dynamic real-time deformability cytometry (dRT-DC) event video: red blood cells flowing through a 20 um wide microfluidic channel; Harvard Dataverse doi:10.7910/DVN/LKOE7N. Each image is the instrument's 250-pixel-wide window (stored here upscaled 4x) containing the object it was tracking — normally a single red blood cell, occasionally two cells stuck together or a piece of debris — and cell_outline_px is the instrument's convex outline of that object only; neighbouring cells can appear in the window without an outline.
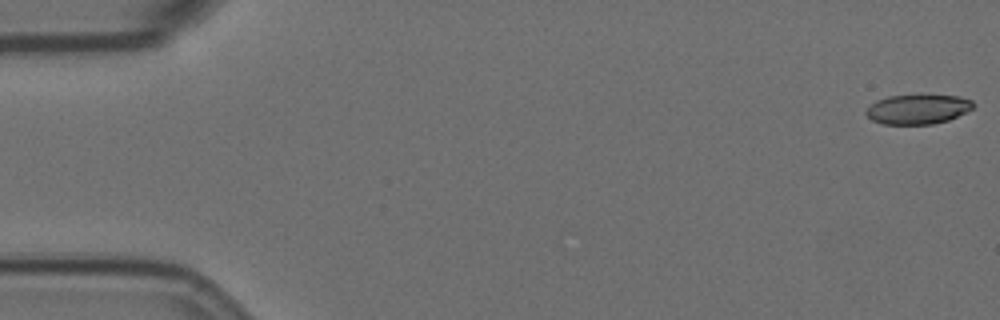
{"species": "Egyptian fruit bat (a non-hibernating species)", "species_latin": "Rousettus aegyptiacus", "temperature_condition": "room temperature", "stored_images_in_passage": 18, "camera_frame_rate_fps": 3000, "um_per_image_px": 0.085, "animal": {"sex": "female"}, "frame": {"image": 1, "passage_image": 1, "time_ms": 0.0, "image_size_px": [1000, 320], "cell_outline_px": [[976, 104], [972, 108], [948, 120], [932, 124], [884, 124], [872, 120], [864, 112], [876, 100], [888, 96], [920, 92], [960, 96], [972, 100]], "centroid_in_image_um": [78.03, 9.22], "position_along_channel_um": 7.0, "area_um2": 19.19}}
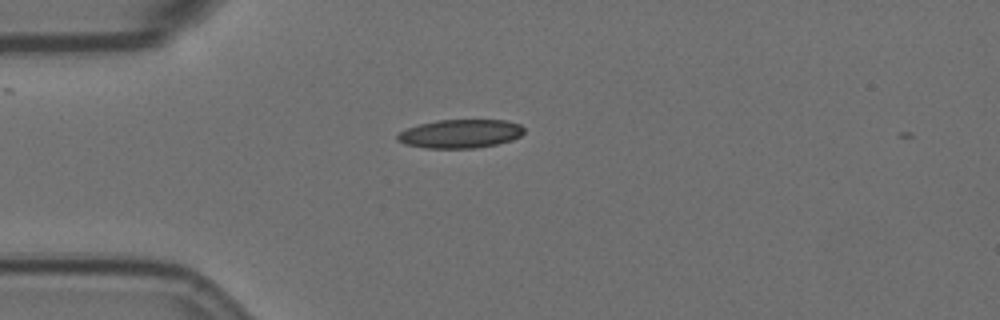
{"frame": {"image": 2, "passage_image": 15, "time_ms": 4.667, "image_size_px": [1000, 320], "cell_outline_px": [[524, 132], [520, 136], [512, 140], [496, 144], [476, 148], [424, 148], [404, 144], [396, 140], [396, 136], [400, 132], [408, 128], [420, 124], [436, 120], [504, 120], [520, 124], [524, 128]], "centroid_in_image_um": [39.12, 11.37], "position_along_channel_um": 45.9, "area_um2": 21.15}}